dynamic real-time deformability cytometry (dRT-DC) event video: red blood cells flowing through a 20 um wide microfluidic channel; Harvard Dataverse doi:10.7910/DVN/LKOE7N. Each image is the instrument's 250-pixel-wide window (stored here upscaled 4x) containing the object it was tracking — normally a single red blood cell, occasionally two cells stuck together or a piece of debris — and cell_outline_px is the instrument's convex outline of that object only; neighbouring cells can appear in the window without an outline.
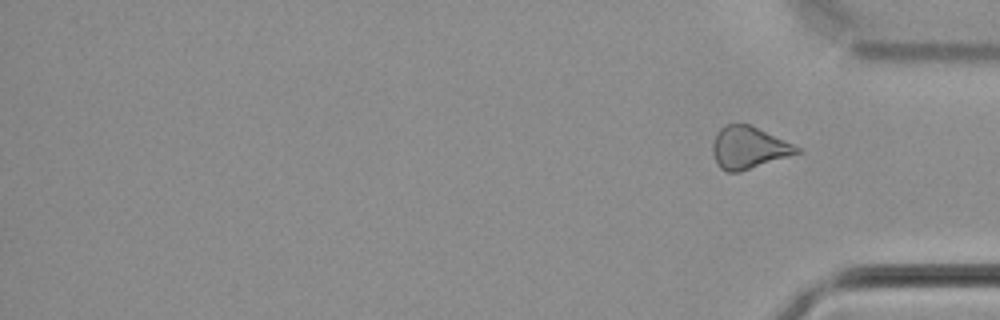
{"species": "common noctule bat (a hibernating species)", "species_latin": "Nyctalus noctula", "temperature_condition": "cold", "stored_images_in_passage": 33, "segment_of_instrument_passage": [2, 2], "camera_frame_rate_fps": 3000, "um_per_image_px": 0.085, "animal": {"sex": "male", "body_mass_g": 21.5, "forearm_length_mm": 52.0}, "frame": {"image": 1, "passage_image": 33, "time_ms": 10.667, "image_size_px": [1000, 320], "cell_outline_px": [[800, 152], [740, 172], [728, 172], [720, 168], [712, 152], [712, 144], [716, 132], [724, 124], [752, 124], [800, 148]], "centroid_in_image_um": [63.59, 12.53], "position_along_channel_um": 371.6, "area_um2": 20.58}}